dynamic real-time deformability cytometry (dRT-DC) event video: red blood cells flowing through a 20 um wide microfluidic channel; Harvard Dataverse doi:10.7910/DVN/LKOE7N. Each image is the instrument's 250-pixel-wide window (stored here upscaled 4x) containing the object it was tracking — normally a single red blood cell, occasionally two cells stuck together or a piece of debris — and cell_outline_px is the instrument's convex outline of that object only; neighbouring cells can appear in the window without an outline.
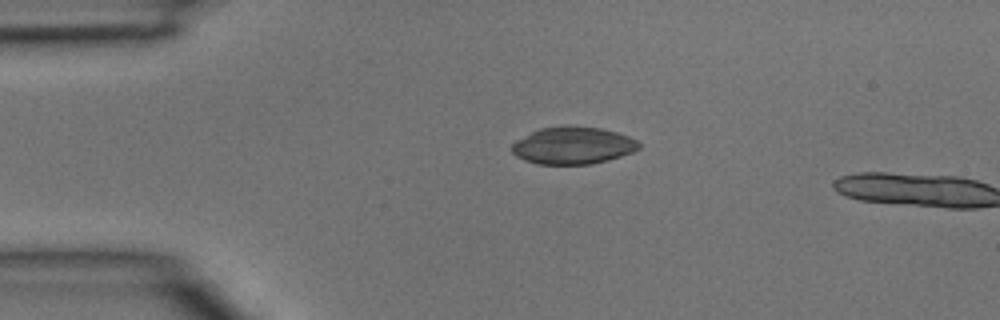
{"species": "common noctule bat (a hibernating species)", "species_latin": "Nyctalus noctula", "temperature_condition": "room temperature", "stored_images_in_passage": 2, "camera_frame_rate_fps": 3000, "um_per_image_px": 0.085, "animal": {"sex": "male", "body_mass_g": 15.6}, "frame": {"image": 1, "passage_image": 1, "time_ms": 0.0, "image_size_px": [1000, 320], "cell_outline_px": [[640, 148], [632, 152], [608, 160], [588, 164], [536, 164], [524, 160], [516, 156], [512, 152], [512, 144], [516, 140], [540, 128], [564, 124], [568, 124], [600, 128], [616, 132], [628, 136], [636, 140], [640, 144]], "centroid_in_image_um": [48.68, 12.35], "position_along_channel_um": 36.3, "area_um2": 27.74}}